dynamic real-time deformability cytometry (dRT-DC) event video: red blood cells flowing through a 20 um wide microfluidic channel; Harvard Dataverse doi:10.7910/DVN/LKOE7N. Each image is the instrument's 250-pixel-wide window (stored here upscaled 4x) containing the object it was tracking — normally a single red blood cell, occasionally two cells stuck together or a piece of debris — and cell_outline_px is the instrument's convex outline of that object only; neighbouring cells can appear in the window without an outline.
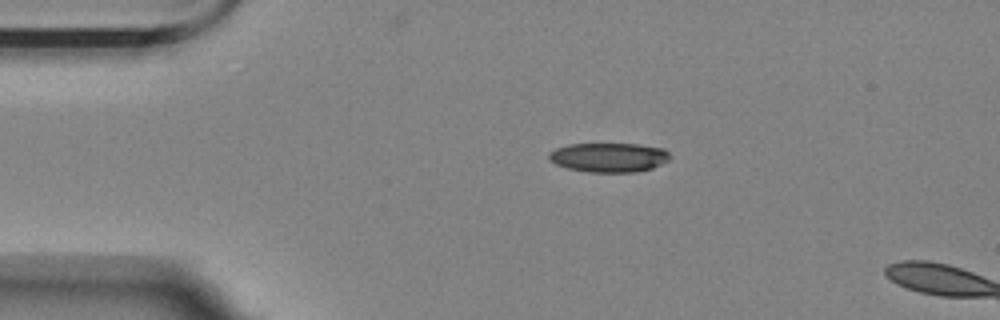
{"species": "Egyptian fruit bat (a non-hibernating species)", "species_latin": "Rousettus aegyptiacus", "temperature_condition": "room temperature", "stored_images_in_passage": 6, "camera_frame_rate_fps": 3000, "um_per_image_px": 0.085, "animal": {"sex": "female"}, "frame": {"image": 1, "passage_image": 1, "time_ms": 0.0, "image_size_px": [1000, 320], "cell_outline_px": [[672, 156], [668, 160], [652, 168], [636, 172], [588, 172], [568, 168], [556, 164], [548, 160], [548, 152], [556, 148], [568, 144], [636, 144], [664, 148]], "centroid_in_image_um": [51.74, 13.37], "position_along_channel_um": 33.3, "area_um2": 20.75}}
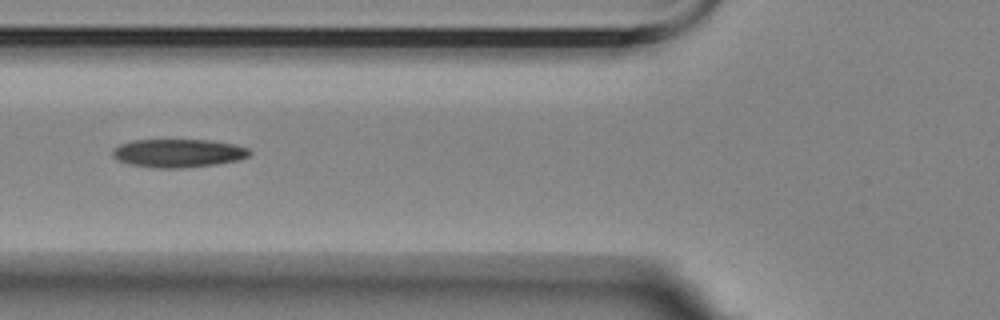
{"frame": {"image": 2, "passage_image": 4, "time_ms": 3.333, "image_size_px": [1000, 320], "cell_outline_px": [[252, 152], [248, 156], [240, 160], [216, 164], [184, 168], [152, 168], [128, 164], [116, 160], [112, 156], [112, 148], [120, 144], [132, 140], [208, 140], [232, 144], [248, 148]], "centroid_in_image_um": [15.1, 13.03], "position_along_channel_um": 110.7, "area_um2": 22.83}}
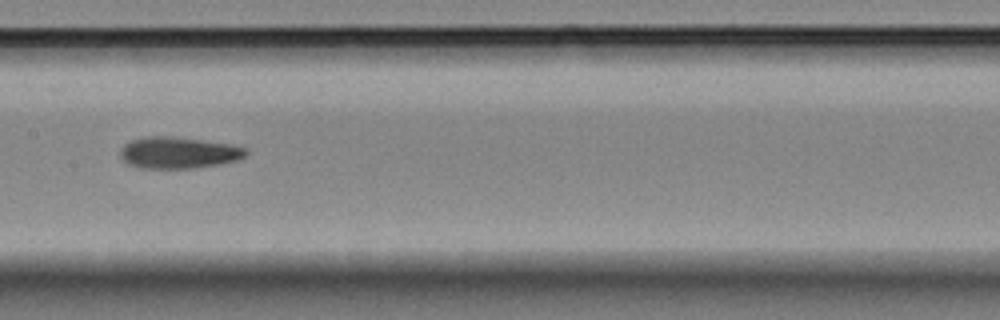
{"frame": {"image": 3, "passage_image": 6, "time_ms": 5.667, "image_size_px": [1000, 320], "cell_outline_px": [[248, 152], [244, 156], [236, 160], [220, 164], [192, 168], [140, 168], [128, 164], [120, 156], [120, 148], [124, 144], [132, 140], [144, 136], [172, 136], [232, 144], [248, 148]], "centroid_in_image_um": [15.16, 12.97], "position_along_channel_um": 192.2, "area_um2": 23.18}}